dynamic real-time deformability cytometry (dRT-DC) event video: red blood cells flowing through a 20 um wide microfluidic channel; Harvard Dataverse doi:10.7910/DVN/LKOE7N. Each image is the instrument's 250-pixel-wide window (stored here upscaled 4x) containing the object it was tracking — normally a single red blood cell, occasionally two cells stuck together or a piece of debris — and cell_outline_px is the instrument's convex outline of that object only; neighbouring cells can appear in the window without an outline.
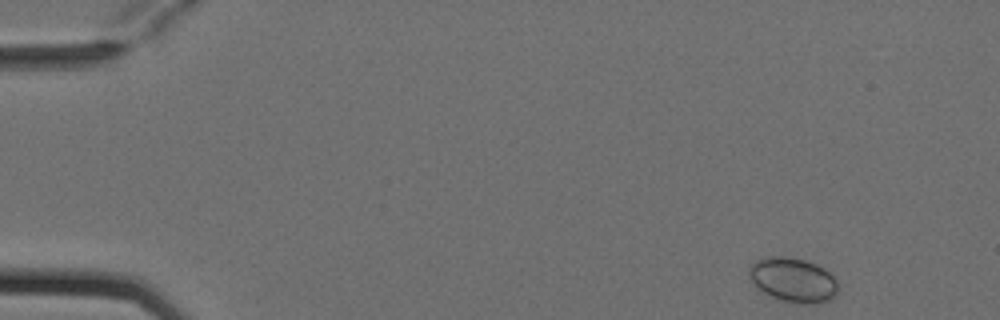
{"species": "Egyptian fruit bat (a non-hibernating species)", "species_latin": "Rousettus aegyptiacus", "temperature_condition": "cold", "stored_images_in_passage": 2, "camera_frame_rate_fps": 3000, "um_per_image_px": 0.085, "animal": {"sex": "female"}, "frame": {"image": 1, "passage_image": 1, "time_ms": 0.0, "image_size_px": [1000, 320], "cell_outline_px": [[840, 288], [836, 296], [832, 300], [816, 304], [800, 304], [780, 300], [764, 292], [752, 280], [748, 272], [752, 264], [756, 260], [772, 256], [784, 256], [804, 260], [816, 264], [824, 268], [836, 280]], "centroid_in_image_um": [67.49, 23.81], "position_along_channel_um": 17.5, "area_um2": 23.06}}